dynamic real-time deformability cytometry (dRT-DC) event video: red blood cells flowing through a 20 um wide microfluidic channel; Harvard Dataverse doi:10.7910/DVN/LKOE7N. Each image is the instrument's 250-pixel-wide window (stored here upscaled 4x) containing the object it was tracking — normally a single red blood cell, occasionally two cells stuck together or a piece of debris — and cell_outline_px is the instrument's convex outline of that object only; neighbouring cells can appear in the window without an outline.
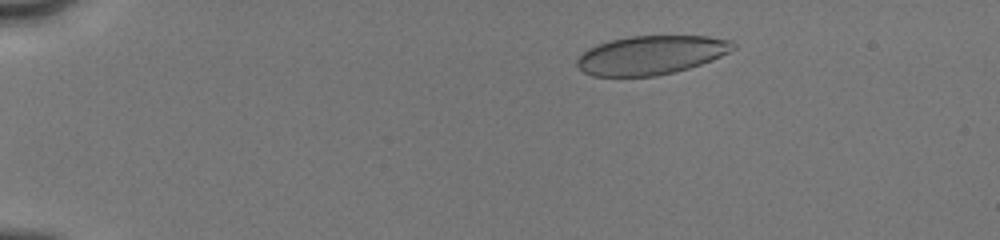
{"species": "human", "species_latin": "Homo sapiens", "temperature_condition": "cold", "stored_images_in_passage": 18, "camera_frame_rate_fps": 3000, "um_per_image_px": 0.085, "donor": {"sex": "male"}, "frame": {"image": 1, "passage_image": 1, "time_ms": 0.0, "image_size_px": [1000, 240], "cell_outline_px": [[736, 48], [712, 60], [688, 68], [656, 76], [592, 76], [584, 72], [576, 64], [576, 60], [588, 48], [612, 40], [632, 36], [708, 36], [732, 40], [736, 44]], "centroid_in_image_um": [55.36, 4.68], "position_along_channel_um": 29.6, "area_um2": 35.08}}
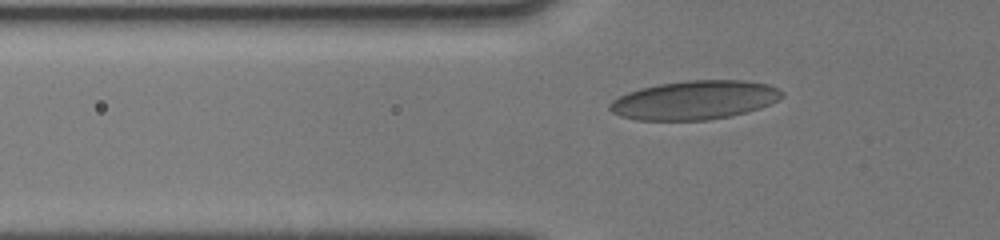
{"frame": {"image": 2, "passage_image": 13, "time_ms": 3.0, "image_size_px": [1000, 240], "cell_outline_px": [[784, 96], [760, 108], [728, 116], [708, 120], [636, 120], [620, 116], [612, 112], [608, 108], [608, 104], [612, 100], [628, 92], [640, 88], [660, 84], [688, 80], [744, 80], [768, 84], [780, 88], [784, 92]], "centroid_in_image_um": [59.03, 8.5], "position_along_channel_um": 66.8, "area_um2": 38.96}}
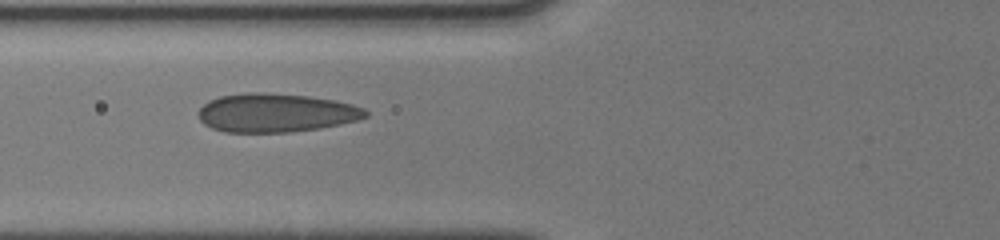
{"frame": {"image": 3, "passage_image": 17, "time_ms": 4.0, "image_size_px": [1000, 240], "cell_outline_px": [[368, 116], [356, 120], [340, 124], [320, 128], [288, 132], [224, 132], [212, 128], [204, 124], [200, 120], [196, 112], [208, 100], [220, 96], [248, 92], [264, 92], [308, 96], [336, 100], [352, 104], [364, 108], [368, 112]], "centroid_in_image_um": [23.43, 9.58], "position_along_channel_um": 102.4, "area_um2": 37.86}}